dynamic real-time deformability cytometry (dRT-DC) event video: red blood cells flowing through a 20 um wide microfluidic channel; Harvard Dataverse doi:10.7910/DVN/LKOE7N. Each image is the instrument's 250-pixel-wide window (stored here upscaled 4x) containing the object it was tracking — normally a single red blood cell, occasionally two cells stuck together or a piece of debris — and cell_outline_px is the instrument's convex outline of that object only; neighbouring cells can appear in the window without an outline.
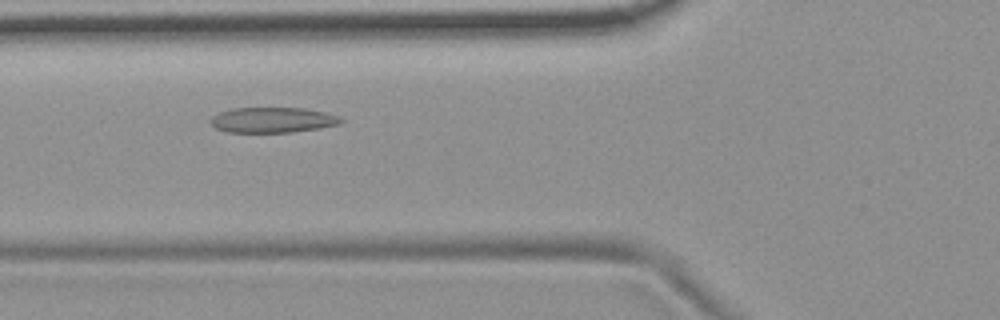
{"species": "common noctule bat (a hibernating species)", "species_latin": "Nyctalus noctula", "temperature_condition": "room temperature", "stored_images_in_passage": 50, "camera_frame_rate_fps": 3000, "um_per_image_px": 0.085, "animal": {"sex": "female", "body_mass_g": 19.9}, "frame": {"image": 1, "passage_image": 16, "time_ms": 5.0, "image_size_px": [1000, 320], "cell_outline_px": [[344, 120], [340, 124], [320, 128], [292, 132], [228, 132], [216, 128], [208, 120], [212, 116], [220, 112], [232, 108], [304, 108], [324, 112], [340, 116]], "centroid_in_image_um": [23.18, 10.19], "position_along_channel_um": 102.6, "area_um2": 19.31}}
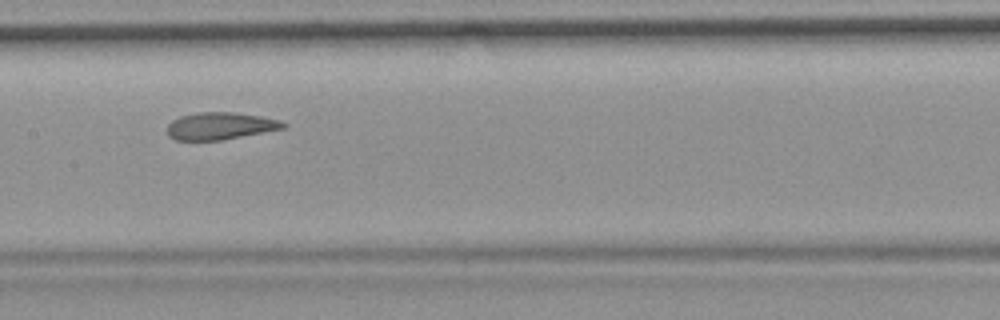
{"frame": {"image": 2, "passage_image": 23, "time_ms": 7.333, "image_size_px": [1000, 320], "cell_outline_px": [[288, 124], [284, 128], [264, 132], [220, 140], [176, 140], [168, 136], [168, 124], [172, 120], [180, 116], [196, 112], [236, 112], [260, 116], [280, 120]], "centroid_in_image_um": [18.71, 10.69], "position_along_channel_um": 188.7, "area_um2": 18.38}}
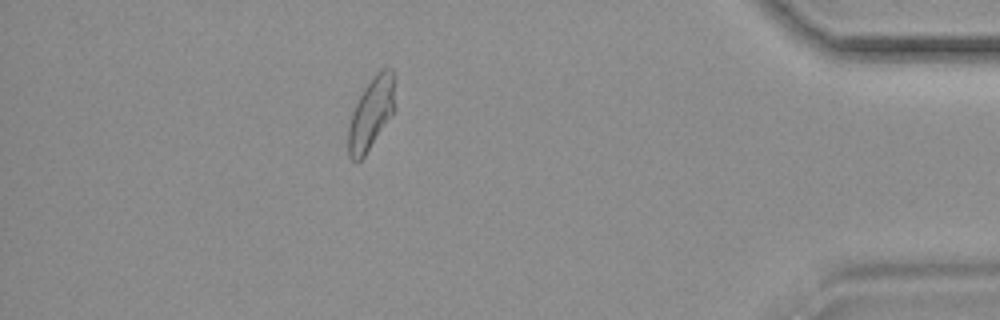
{"frame": {"image": 3, "passage_image": 44, "time_ms": 14.333, "image_size_px": [1000, 320], "cell_outline_px": [[396, 108], [364, 156], [356, 164], [348, 156], [348, 128], [352, 112], [364, 88], [376, 72], [380, 68], [392, 68]], "centroid_in_image_um": [31.55, 9.64], "position_along_channel_um": 403.7, "area_um2": 19.48}, "authors_computed_cell_mechanics": {"area_um2": 19.7965, "velocity_mm_per_s": 3.6868, "shape_relaxation_time_tau1_ms": null, "shape_relaxation_time_tau2_ms": 1.1416, "deformation_change_tau1": null, "deformation_change_tau2": 0.0761}}